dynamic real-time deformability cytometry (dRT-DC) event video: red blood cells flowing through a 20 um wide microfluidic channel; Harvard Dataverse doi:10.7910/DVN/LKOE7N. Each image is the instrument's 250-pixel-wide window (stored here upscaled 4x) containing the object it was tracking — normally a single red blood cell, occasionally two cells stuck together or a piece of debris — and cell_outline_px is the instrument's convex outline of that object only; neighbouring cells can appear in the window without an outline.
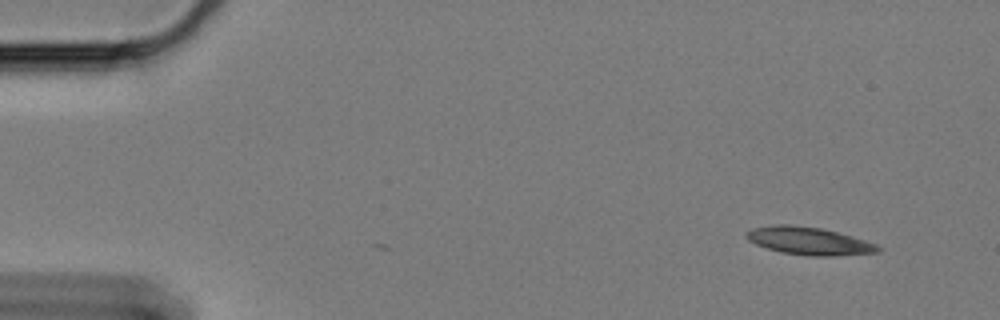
{"species": "Egyptian fruit bat (a non-hibernating species)", "species_latin": "Rousettus aegyptiacus", "temperature_condition": "cold", "stored_images_in_passage": 3, "camera_frame_rate_fps": 3000, "um_per_image_px": 0.085, "animal": {"sex": "female"}, "frame": {"image": 1, "passage_image": 1, "time_ms": 0.0, "image_size_px": [1000, 320], "cell_outline_px": [[880, 252], [832, 256], [808, 256], [780, 252], [756, 244], [748, 240], [748, 232], [752, 228], [776, 224], [788, 224], [820, 228], [852, 236], [876, 244], [880, 248]], "centroid_in_image_um": [68.77, 20.49], "position_along_channel_um": 16.2, "area_um2": 20.98}}